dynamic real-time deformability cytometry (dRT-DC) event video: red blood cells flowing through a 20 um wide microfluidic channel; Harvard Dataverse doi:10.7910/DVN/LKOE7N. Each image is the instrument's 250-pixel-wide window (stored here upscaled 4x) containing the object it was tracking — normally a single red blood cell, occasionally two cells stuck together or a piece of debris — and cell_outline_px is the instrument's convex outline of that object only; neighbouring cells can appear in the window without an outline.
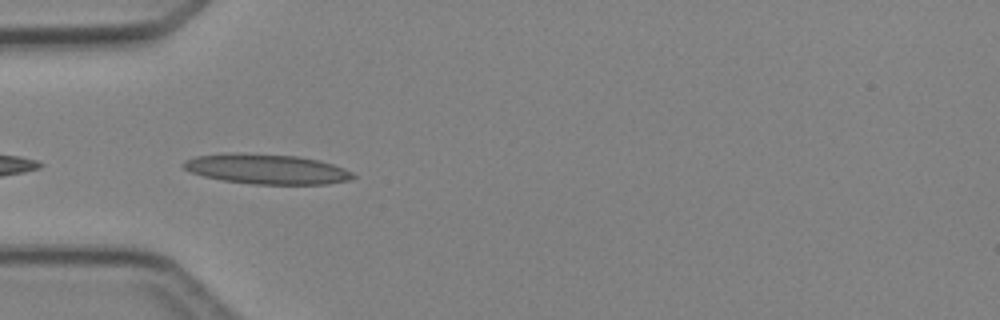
{"species": "Egyptian fruit bat (a non-hibernating species)", "species_latin": "Rousettus aegyptiacus", "temperature_condition": "cold", "stored_images_in_passage": 6, "camera_frame_rate_fps": 3000, "um_per_image_px": 0.085, "animal": {"sex": "female"}, "frame": {"image": 1, "passage_image": 4, "time_ms": 3.667, "image_size_px": [1000, 320], "cell_outline_px": [[356, 176], [348, 180], [328, 184], [252, 184], [224, 180], [204, 176], [192, 172], [184, 168], [180, 164], [184, 160], [196, 156], [296, 156], [320, 160], [344, 168], [352, 172]], "centroid_in_image_um": [22.76, 14.43], "position_along_channel_um": 62.2, "area_um2": 28.09}}
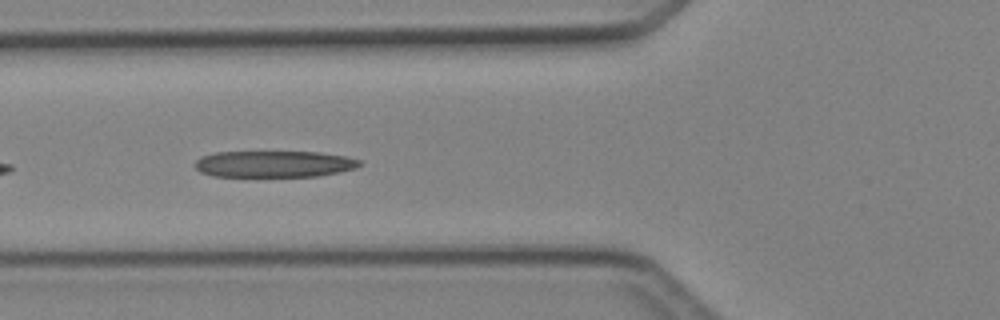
{"frame": {"image": 2, "passage_image": 5, "time_ms": 4.667, "image_size_px": [1000, 320], "cell_outline_px": [[360, 164], [356, 168], [340, 172], [316, 176], [212, 176], [200, 172], [196, 168], [196, 160], [200, 156], [216, 152], [320, 152], [344, 156], [360, 160]], "centroid_in_image_um": [23.28, 13.94], "position_along_channel_um": 102.5, "area_um2": 25.32}}
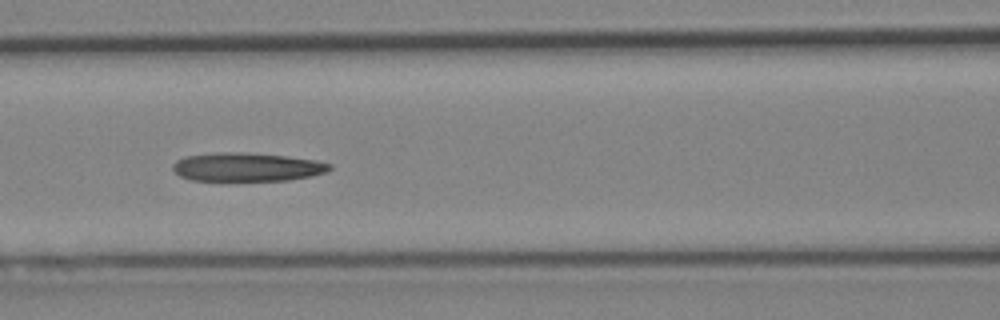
{"frame": {"image": 3, "passage_image": 6, "time_ms": 5.667, "image_size_px": [1000, 320], "cell_outline_px": [[332, 168], [328, 172], [312, 176], [288, 180], [192, 180], [180, 176], [172, 168], [172, 164], [176, 160], [184, 156], [216, 152], [240, 152], [284, 156], [316, 160], [332, 164]], "centroid_in_image_um": [20.99, 14.19], "position_along_channel_um": 145.6, "area_um2": 26.13}}